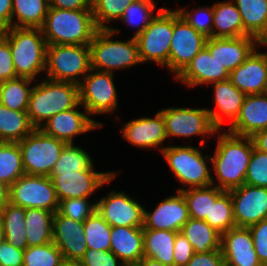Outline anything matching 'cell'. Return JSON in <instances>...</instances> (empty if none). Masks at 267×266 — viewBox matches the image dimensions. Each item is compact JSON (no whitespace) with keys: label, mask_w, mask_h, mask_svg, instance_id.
<instances>
[{"label":"cell","mask_w":267,"mask_h":266,"mask_svg":"<svg viewBox=\"0 0 267 266\" xmlns=\"http://www.w3.org/2000/svg\"><path fill=\"white\" fill-rule=\"evenodd\" d=\"M214 137H217V145L211 155L212 185L224 191L240 187L245 183L254 148L252 138L238 136L225 129L218 130Z\"/></svg>","instance_id":"1"},{"label":"cell","mask_w":267,"mask_h":266,"mask_svg":"<svg viewBox=\"0 0 267 266\" xmlns=\"http://www.w3.org/2000/svg\"><path fill=\"white\" fill-rule=\"evenodd\" d=\"M92 9L49 7L41 27L47 45H89L97 31Z\"/></svg>","instance_id":"2"},{"label":"cell","mask_w":267,"mask_h":266,"mask_svg":"<svg viewBox=\"0 0 267 266\" xmlns=\"http://www.w3.org/2000/svg\"><path fill=\"white\" fill-rule=\"evenodd\" d=\"M34 84L27 114L34 128H40L55 114L74 108L79 103V85L43 79Z\"/></svg>","instance_id":"3"},{"label":"cell","mask_w":267,"mask_h":266,"mask_svg":"<svg viewBox=\"0 0 267 266\" xmlns=\"http://www.w3.org/2000/svg\"><path fill=\"white\" fill-rule=\"evenodd\" d=\"M0 33L9 42L17 77L37 81L45 74L47 43L41 28L10 27Z\"/></svg>","instance_id":"4"},{"label":"cell","mask_w":267,"mask_h":266,"mask_svg":"<svg viewBox=\"0 0 267 266\" xmlns=\"http://www.w3.org/2000/svg\"><path fill=\"white\" fill-rule=\"evenodd\" d=\"M120 28L98 29L89 44L91 68L114 73L116 70L130 69L142 64L139 58L135 37L115 40L112 37L120 33Z\"/></svg>","instance_id":"5"},{"label":"cell","mask_w":267,"mask_h":266,"mask_svg":"<svg viewBox=\"0 0 267 266\" xmlns=\"http://www.w3.org/2000/svg\"><path fill=\"white\" fill-rule=\"evenodd\" d=\"M203 147H194L190 144L168 145L161 151L170 171L176 180L180 181L179 184L183 185L177 188V191L212 185V167L208 165L211 164V156L201 153L200 148Z\"/></svg>","instance_id":"6"},{"label":"cell","mask_w":267,"mask_h":266,"mask_svg":"<svg viewBox=\"0 0 267 266\" xmlns=\"http://www.w3.org/2000/svg\"><path fill=\"white\" fill-rule=\"evenodd\" d=\"M90 70L89 45H47L45 78L79 85Z\"/></svg>","instance_id":"7"},{"label":"cell","mask_w":267,"mask_h":266,"mask_svg":"<svg viewBox=\"0 0 267 266\" xmlns=\"http://www.w3.org/2000/svg\"><path fill=\"white\" fill-rule=\"evenodd\" d=\"M173 35V10L163 7L136 38L141 63L160 65L167 69Z\"/></svg>","instance_id":"8"},{"label":"cell","mask_w":267,"mask_h":266,"mask_svg":"<svg viewBox=\"0 0 267 266\" xmlns=\"http://www.w3.org/2000/svg\"><path fill=\"white\" fill-rule=\"evenodd\" d=\"M26 175L50 176L66 143L35 128L18 142Z\"/></svg>","instance_id":"9"},{"label":"cell","mask_w":267,"mask_h":266,"mask_svg":"<svg viewBox=\"0 0 267 266\" xmlns=\"http://www.w3.org/2000/svg\"><path fill=\"white\" fill-rule=\"evenodd\" d=\"M114 74L91 68L79 84V103L91 117L114 115L119 109Z\"/></svg>","instance_id":"10"},{"label":"cell","mask_w":267,"mask_h":266,"mask_svg":"<svg viewBox=\"0 0 267 266\" xmlns=\"http://www.w3.org/2000/svg\"><path fill=\"white\" fill-rule=\"evenodd\" d=\"M160 112L164 117L167 139L169 137L189 139L200 136L203 137V140L199 142V146H205L206 139H211L218 131L206 108L173 106L160 109Z\"/></svg>","instance_id":"11"},{"label":"cell","mask_w":267,"mask_h":266,"mask_svg":"<svg viewBox=\"0 0 267 266\" xmlns=\"http://www.w3.org/2000/svg\"><path fill=\"white\" fill-rule=\"evenodd\" d=\"M8 202L22 208L59 209V200L49 176L22 175L8 187Z\"/></svg>","instance_id":"12"},{"label":"cell","mask_w":267,"mask_h":266,"mask_svg":"<svg viewBox=\"0 0 267 266\" xmlns=\"http://www.w3.org/2000/svg\"><path fill=\"white\" fill-rule=\"evenodd\" d=\"M207 39L173 9V35L167 63L168 72L176 78L205 47Z\"/></svg>","instance_id":"13"},{"label":"cell","mask_w":267,"mask_h":266,"mask_svg":"<svg viewBox=\"0 0 267 266\" xmlns=\"http://www.w3.org/2000/svg\"><path fill=\"white\" fill-rule=\"evenodd\" d=\"M96 169H86L75 173H51L54 189L59 202L70 198H90L113 179L120 171L99 172Z\"/></svg>","instance_id":"14"},{"label":"cell","mask_w":267,"mask_h":266,"mask_svg":"<svg viewBox=\"0 0 267 266\" xmlns=\"http://www.w3.org/2000/svg\"><path fill=\"white\" fill-rule=\"evenodd\" d=\"M96 200L97 212L111 227H143L146 207L126 191L113 189Z\"/></svg>","instance_id":"15"},{"label":"cell","mask_w":267,"mask_h":266,"mask_svg":"<svg viewBox=\"0 0 267 266\" xmlns=\"http://www.w3.org/2000/svg\"><path fill=\"white\" fill-rule=\"evenodd\" d=\"M82 107V108H81ZM78 108L83 109L82 111ZM104 124L93 119L86 109L78 103L74 108L59 112L49 118L39 129L66 144H74L76 136L89 133Z\"/></svg>","instance_id":"16"},{"label":"cell","mask_w":267,"mask_h":266,"mask_svg":"<svg viewBox=\"0 0 267 266\" xmlns=\"http://www.w3.org/2000/svg\"><path fill=\"white\" fill-rule=\"evenodd\" d=\"M234 221L238 227H249L267 219V188L243 184L229 191Z\"/></svg>","instance_id":"17"},{"label":"cell","mask_w":267,"mask_h":266,"mask_svg":"<svg viewBox=\"0 0 267 266\" xmlns=\"http://www.w3.org/2000/svg\"><path fill=\"white\" fill-rule=\"evenodd\" d=\"M121 136L131 145L143 150L157 148L162 151L166 147L164 141H167L164 117L158 111L153 117L128 120L121 128Z\"/></svg>","instance_id":"18"},{"label":"cell","mask_w":267,"mask_h":266,"mask_svg":"<svg viewBox=\"0 0 267 266\" xmlns=\"http://www.w3.org/2000/svg\"><path fill=\"white\" fill-rule=\"evenodd\" d=\"M258 45L246 60L229 73L230 82L245 95L264 94L267 83V51L260 52Z\"/></svg>","instance_id":"19"},{"label":"cell","mask_w":267,"mask_h":266,"mask_svg":"<svg viewBox=\"0 0 267 266\" xmlns=\"http://www.w3.org/2000/svg\"><path fill=\"white\" fill-rule=\"evenodd\" d=\"M190 219L184 196L176 191L159 202L153 211L144 209L143 229L168 230L180 232Z\"/></svg>","instance_id":"20"},{"label":"cell","mask_w":267,"mask_h":266,"mask_svg":"<svg viewBox=\"0 0 267 266\" xmlns=\"http://www.w3.org/2000/svg\"><path fill=\"white\" fill-rule=\"evenodd\" d=\"M229 79L228 70L204 47L174 79L189 88Z\"/></svg>","instance_id":"21"},{"label":"cell","mask_w":267,"mask_h":266,"mask_svg":"<svg viewBox=\"0 0 267 266\" xmlns=\"http://www.w3.org/2000/svg\"><path fill=\"white\" fill-rule=\"evenodd\" d=\"M225 266H262L249 227L235 226L221 235Z\"/></svg>","instance_id":"22"},{"label":"cell","mask_w":267,"mask_h":266,"mask_svg":"<svg viewBox=\"0 0 267 266\" xmlns=\"http://www.w3.org/2000/svg\"><path fill=\"white\" fill-rule=\"evenodd\" d=\"M52 242L64 259L80 261L87 251L83 222L74 221L55 212Z\"/></svg>","instance_id":"23"},{"label":"cell","mask_w":267,"mask_h":266,"mask_svg":"<svg viewBox=\"0 0 267 266\" xmlns=\"http://www.w3.org/2000/svg\"><path fill=\"white\" fill-rule=\"evenodd\" d=\"M261 43L250 35L237 38L211 37L205 47L230 73L242 64Z\"/></svg>","instance_id":"24"},{"label":"cell","mask_w":267,"mask_h":266,"mask_svg":"<svg viewBox=\"0 0 267 266\" xmlns=\"http://www.w3.org/2000/svg\"><path fill=\"white\" fill-rule=\"evenodd\" d=\"M214 89L213 101L215 108H206L213 125L222 130L226 120L229 126L236 120L246 95L234 86L229 79L211 83Z\"/></svg>","instance_id":"25"},{"label":"cell","mask_w":267,"mask_h":266,"mask_svg":"<svg viewBox=\"0 0 267 266\" xmlns=\"http://www.w3.org/2000/svg\"><path fill=\"white\" fill-rule=\"evenodd\" d=\"M267 129V95H246L236 120L226 131L252 137L256 132Z\"/></svg>","instance_id":"26"},{"label":"cell","mask_w":267,"mask_h":266,"mask_svg":"<svg viewBox=\"0 0 267 266\" xmlns=\"http://www.w3.org/2000/svg\"><path fill=\"white\" fill-rule=\"evenodd\" d=\"M110 251L125 266L136 265L144 257L143 227H111Z\"/></svg>","instance_id":"27"},{"label":"cell","mask_w":267,"mask_h":266,"mask_svg":"<svg viewBox=\"0 0 267 266\" xmlns=\"http://www.w3.org/2000/svg\"><path fill=\"white\" fill-rule=\"evenodd\" d=\"M241 14L244 36L267 43V0H232Z\"/></svg>","instance_id":"28"},{"label":"cell","mask_w":267,"mask_h":266,"mask_svg":"<svg viewBox=\"0 0 267 266\" xmlns=\"http://www.w3.org/2000/svg\"><path fill=\"white\" fill-rule=\"evenodd\" d=\"M244 36L241 14L232 0L213 4L212 37L237 38Z\"/></svg>","instance_id":"29"},{"label":"cell","mask_w":267,"mask_h":266,"mask_svg":"<svg viewBox=\"0 0 267 266\" xmlns=\"http://www.w3.org/2000/svg\"><path fill=\"white\" fill-rule=\"evenodd\" d=\"M177 231L143 229L144 257L165 266H174V242Z\"/></svg>","instance_id":"30"},{"label":"cell","mask_w":267,"mask_h":266,"mask_svg":"<svg viewBox=\"0 0 267 266\" xmlns=\"http://www.w3.org/2000/svg\"><path fill=\"white\" fill-rule=\"evenodd\" d=\"M180 232L191 243L194 253L221 250V234L204 220L190 218Z\"/></svg>","instance_id":"31"},{"label":"cell","mask_w":267,"mask_h":266,"mask_svg":"<svg viewBox=\"0 0 267 266\" xmlns=\"http://www.w3.org/2000/svg\"><path fill=\"white\" fill-rule=\"evenodd\" d=\"M54 214L41 208H25L28 247L52 242Z\"/></svg>","instance_id":"32"},{"label":"cell","mask_w":267,"mask_h":266,"mask_svg":"<svg viewBox=\"0 0 267 266\" xmlns=\"http://www.w3.org/2000/svg\"><path fill=\"white\" fill-rule=\"evenodd\" d=\"M49 10V0H13L11 27L41 28Z\"/></svg>","instance_id":"33"},{"label":"cell","mask_w":267,"mask_h":266,"mask_svg":"<svg viewBox=\"0 0 267 266\" xmlns=\"http://www.w3.org/2000/svg\"><path fill=\"white\" fill-rule=\"evenodd\" d=\"M0 217L3 224L5 241L18 249L26 250L28 245L25 228V208L7 202L0 209Z\"/></svg>","instance_id":"34"},{"label":"cell","mask_w":267,"mask_h":266,"mask_svg":"<svg viewBox=\"0 0 267 266\" xmlns=\"http://www.w3.org/2000/svg\"><path fill=\"white\" fill-rule=\"evenodd\" d=\"M35 128L27 111H15L0 104V142H19Z\"/></svg>","instance_id":"35"},{"label":"cell","mask_w":267,"mask_h":266,"mask_svg":"<svg viewBox=\"0 0 267 266\" xmlns=\"http://www.w3.org/2000/svg\"><path fill=\"white\" fill-rule=\"evenodd\" d=\"M34 80L16 77L0 82V104L15 111H27Z\"/></svg>","instance_id":"36"},{"label":"cell","mask_w":267,"mask_h":266,"mask_svg":"<svg viewBox=\"0 0 267 266\" xmlns=\"http://www.w3.org/2000/svg\"><path fill=\"white\" fill-rule=\"evenodd\" d=\"M223 192L224 190L214 185L181 191L187 203L190 218L200 220L210 218L211 199H217Z\"/></svg>","instance_id":"37"},{"label":"cell","mask_w":267,"mask_h":266,"mask_svg":"<svg viewBox=\"0 0 267 266\" xmlns=\"http://www.w3.org/2000/svg\"><path fill=\"white\" fill-rule=\"evenodd\" d=\"M24 174L18 142H0V181L9 187Z\"/></svg>","instance_id":"38"},{"label":"cell","mask_w":267,"mask_h":266,"mask_svg":"<svg viewBox=\"0 0 267 266\" xmlns=\"http://www.w3.org/2000/svg\"><path fill=\"white\" fill-rule=\"evenodd\" d=\"M85 148L75 144H66L51 173H75L86 169H95L94 160Z\"/></svg>","instance_id":"39"},{"label":"cell","mask_w":267,"mask_h":266,"mask_svg":"<svg viewBox=\"0 0 267 266\" xmlns=\"http://www.w3.org/2000/svg\"><path fill=\"white\" fill-rule=\"evenodd\" d=\"M155 0H135L124 11L122 18L119 20L129 28L136 29L132 37H137L150 24L151 20L157 15V1Z\"/></svg>","instance_id":"40"},{"label":"cell","mask_w":267,"mask_h":266,"mask_svg":"<svg viewBox=\"0 0 267 266\" xmlns=\"http://www.w3.org/2000/svg\"><path fill=\"white\" fill-rule=\"evenodd\" d=\"M87 249L110 251L111 226L95 210L84 222Z\"/></svg>","instance_id":"41"},{"label":"cell","mask_w":267,"mask_h":266,"mask_svg":"<svg viewBox=\"0 0 267 266\" xmlns=\"http://www.w3.org/2000/svg\"><path fill=\"white\" fill-rule=\"evenodd\" d=\"M204 221L221 235L236 226L229 191H224L217 199H211L210 218Z\"/></svg>","instance_id":"42"},{"label":"cell","mask_w":267,"mask_h":266,"mask_svg":"<svg viewBox=\"0 0 267 266\" xmlns=\"http://www.w3.org/2000/svg\"><path fill=\"white\" fill-rule=\"evenodd\" d=\"M135 0H92V13L97 29H111L110 22L119 21L125 9Z\"/></svg>","instance_id":"43"},{"label":"cell","mask_w":267,"mask_h":266,"mask_svg":"<svg viewBox=\"0 0 267 266\" xmlns=\"http://www.w3.org/2000/svg\"><path fill=\"white\" fill-rule=\"evenodd\" d=\"M63 255L53 242L30 246L24 252L22 266H58Z\"/></svg>","instance_id":"44"},{"label":"cell","mask_w":267,"mask_h":266,"mask_svg":"<svg viewBox=\"0 0 267 266\" xmlns=\"http://www.w3.org/2000/svg\"><path fill=\"white\" fill-rule=\"evenodd\" d=\"M186 7L175 8L179 15L196 31L207 38L212 37L213 30V5L193 7L190 11Z\"/></svg>","instance_id":"45"},{"label":"cell","mask_w":267,"mask_h":266,"mask_svg":"<svg viewBox=\"0 0 267 266\" xmlns=\"http://www.w3.org/2000/svg\"><path fill=\"white\" fill-rule=\"evenodd\" d=\"M89 198H70L59 202L58 212L74 221L84 222L95 210L96 201Z\"/></svg>","instance_id":"46"},{"label":"cell","mask_w":267,"mask_h":266,"mask_svg":"<svg viewBox=\"0 0 267 266\" xmlns=\"http://www.w3.org/2000/svg\"><path fill=\"white\" fill-rule=\"evenodd\" d=\"M245 184L267 188V153L255 147L247 167Z\"/></svg>","instance_id":"47"},{"label":"cell","mask_w":267,"mask_h":266,"mask_svg":"<svg viewBox=\"0 0 267 266\" xmlns=\"http://www.w3.org/2000/svg\"><path fill=\"white\" fill-rule=\"evenodd\" d=\"M254 249L262 266H267V219L249 226Z\"/></svg>","instance_id":"48"},{"label":"cell","mask_w":267,"mask_h":266,"mask_svg":"<svg viewBox=\"0 0 267 266\" xmlns=\"http://www.w3.org/2000/svg\"><path fill=\"white\" fill-rule=\"evenodd\" d=\"M81 266H125L111 251L87 249L80 260Z\"/></svg>","instance_id":"49"},{"label":"cell","mask_w":267,"mask_h":266,"mask_svg":"<svg viewBox=\"0 0 267 266\" xmlns=\"http://www.w3.org/2000/svg\"><path fill=\"white\" fill-rule=\"evenodd\" d=\"M8 40L0 33V82L16 78Z\"/></svg>","instance_id":"50"},{"label":"cell","mask_w":267,"mask_h":266,"mask_svg":"<svg viewBox=\"0 0 267 266\" xmlns=\"http://www.w3.org/2000/svg\"><path fill=\"white\" fill-rule=\"evenodd\" d=\"M193 254L191 243L181 232H178L174 242V266H186Z\"/></svg>","instance_id":"51"},{"label":"cell","mask_w":267,"mask_h":266,"mask_svg":"<svg viewBox=\"0 0 267 266\" xmlns=\"http://www.w3.org/2000/svg\"><path fill=\"white\" fill-rule=\"evenodd\" d=\"M24 252L4 241L0 246V266H22Z\"/></svg>","instance_id":"52"},{"label":"cell","mask_w":267,"mask_h":266,"mask_svg":"<svg viewBox=\"0 0 267 266\" xmlns=\"http://www.w3.org/2000/svg\"><path fill=\"white\" fill-rule=\"evenodd\" d=\"M186 266H225L221 250H214L207 253H194Z\"/></svg>","instance_id":"53"},{"label":"cell","mask_w":267,"mask_h":266,"mask_svg":"<svg viewBox=\"0 0 267 266\" xmlns=\"http://www.w3.org/2000/svg\"><path fill=\"white\" fill-rule=\"evenodd\" d=\"M49 7L58 9H92V0H49Z\"/></svg>","instance_id":"54"},{"label":"cell","mask_w":267,"mask_h":266,"mask_svg":"<svg viewBox=\"0 0 267 266\" xmlns=\"http://www.w3.org/2000/svg\"><path fill=\"white\" fill-rule=\"evenodd\" d=\"M13 0H0V31L11 27Z\"/></svg>","instance_id":"55"},{"label":"cell","mask_w":267,"mask_h":266,"mask_svg":"<svg viewBox=\"0 0 267 266\" xmlns=\"http://www.w3.org/2000/svg\"><path fill=\"white\" fill-rule=\"evenodd\" d=\"M251 138L256 149L267 153V129L256 132Z\"/></svg>","instance_id":"56"},{"label":"cell","mask_w":267,"mask_h":266,"mask_svg":"<svg viewBox=\"0 0 267 266\" xmlns=\"http://www.w3.org/2000/svg\"><path fill=\"white\" fill-rule=\"evenodd\" d=\"M8 202V186L0 181V209Z\"/></svg>","instance_id":"57"},{"label":"cell","mask_w":267,"mask_h":266,"mask_svg":"<svg viewBox=\"0 0 267 266\" xmlns=\"http://www.w3.org/2000/svg\"><path fill=\"white\" fill-rule=\"evenodd\" d=\"M136 266H165L164 264L160 263L159 261H156L152 258L143 257Z\"/></svg>","instance_id":"58"},{"label":"cell","mask_w":267,"mask_h":266,"mask_svg":"<svg viewBox=\"0 0 267 266\" xmlns=\"http://www.w3.org/2000/svg\"><path fill=\"white\" fill-rule=\"evenodd\" d=\"M58 266H81L80 261H73L69 259H64L59 263Z\"/></svg>","instance_id":"59"},{"label":"cell","mask_w":267,"mask_h":266,"mask_svg":"<svg viewBox=\"0 0 267 266\" xmlns=\"http://www.w3.org/2000/svg\"><path fill=\"white\" fill-rule=\"evenodd\" d=\"M4 241H5V234H4V230H3L2 220L0 217V246Z\"/></svg>","instance_id":"60"},{"label":"cell","mask_w":267,"mask_h":266,"mask_svg":"<svg viewBox=\"0 0 267 266\" xmlns=\"http://www.w3.org/2000/svg\"><path fill=\"white\" fill-rule=\"evenodd\" d=\"M264 94L267 95V83H266V88H265Z\"/></svg>","instance_id":"61"}]
</instances>
